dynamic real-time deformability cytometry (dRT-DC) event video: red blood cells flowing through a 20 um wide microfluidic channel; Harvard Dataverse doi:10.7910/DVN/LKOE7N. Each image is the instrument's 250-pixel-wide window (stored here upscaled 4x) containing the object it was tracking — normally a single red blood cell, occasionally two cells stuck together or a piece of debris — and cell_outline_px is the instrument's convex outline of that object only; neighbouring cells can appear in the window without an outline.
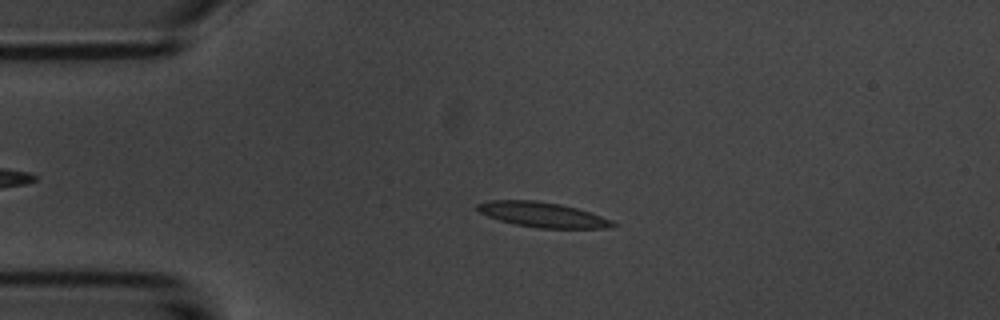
{"species": "common noctule bat (a hibernating species)", "species_latin": "Nyctalus noctula", "temperature_condition": "room temperature", "stored_images_in_passage": 6, "camera_frame_rate_fps": 3000, "um_per_image_px": 0.085, "animal": {"sex": "male", "body_mass_g": 20.1, "forearm_length_mm": 53.5}, "frame": {"image": 1, "passage_image": 4, "time_ms": 3.333, "image_size_px": [1000, 320], "cell_outline_px": [[616, 224], [608, 228], [536, 228], [516, 224], [500, 220], [488, 216], [480, 212], [476, 208], [476, 204], [488, 200], [536, 200], [560, 204], [576, 208], [612, 220]], "centroid_in_image_um": [46.08, 18.24], "position_along_channel_um": 38.9, "area_um2": 19.54}}